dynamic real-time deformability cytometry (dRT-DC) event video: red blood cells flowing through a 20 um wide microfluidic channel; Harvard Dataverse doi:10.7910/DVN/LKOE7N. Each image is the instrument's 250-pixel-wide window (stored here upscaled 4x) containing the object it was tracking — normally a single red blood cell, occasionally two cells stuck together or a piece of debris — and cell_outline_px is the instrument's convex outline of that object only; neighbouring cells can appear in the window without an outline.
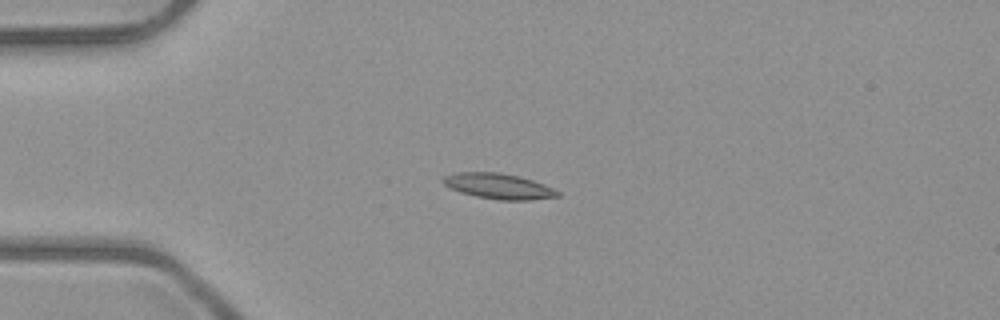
{"species": "common noctule bat (a hibernating species)", "species_latin": "Nyctalus noctula", "temperature_condition": "room temperature", "stored_images_in_passage": 5, "camera_frame_rate_fps": 3000, "um_per_image_px": 0.085, "animal": {"sex": "male", "body_mass_g": 23.1, "forearm_length_mm": 52.7}, "frame": {"image": 1, "passage_image": 3, "time_ms": 2.333, "image_size_px": [1000, 320], "cell_outline_px": [[560, 196], [528, 200], [500, 200], [476, 196], [460, 192], [444, 184], [444, 176], [456, 172], [500, 172], [520, 176], [544, 184], [560, 192]], "centroid_in_image_um": [42.4, 15.82], "position_along_channel_um": 42.6, "area_um2": 16.88}}
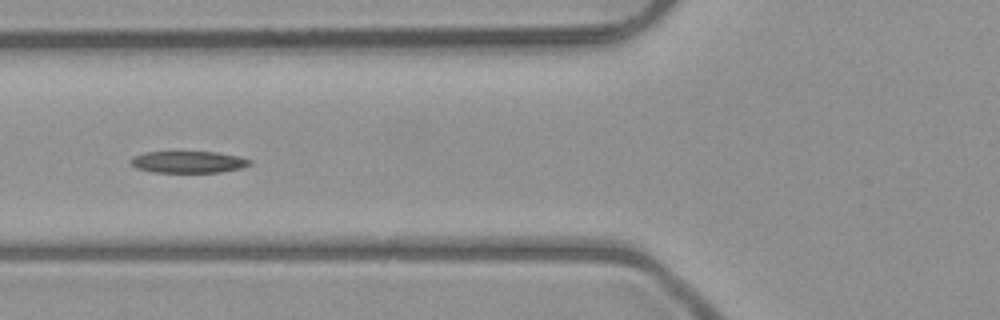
{"frame": {"image": 2, "passage_image": 5, "time_ms": 4.667, "image_size_px": [1000, 320], "cell_outline_px": [[252, 164], [240, 168], [220, 172], [152, 172], [136, 168], [128, 160], [132, 156], [144, 152], [216, 152], [240, 156], [252, 160]], "centroid_in_image_um": [15.99, 13.76], "position_along_channel_um": 109.8, "area_um2": 15.2}}